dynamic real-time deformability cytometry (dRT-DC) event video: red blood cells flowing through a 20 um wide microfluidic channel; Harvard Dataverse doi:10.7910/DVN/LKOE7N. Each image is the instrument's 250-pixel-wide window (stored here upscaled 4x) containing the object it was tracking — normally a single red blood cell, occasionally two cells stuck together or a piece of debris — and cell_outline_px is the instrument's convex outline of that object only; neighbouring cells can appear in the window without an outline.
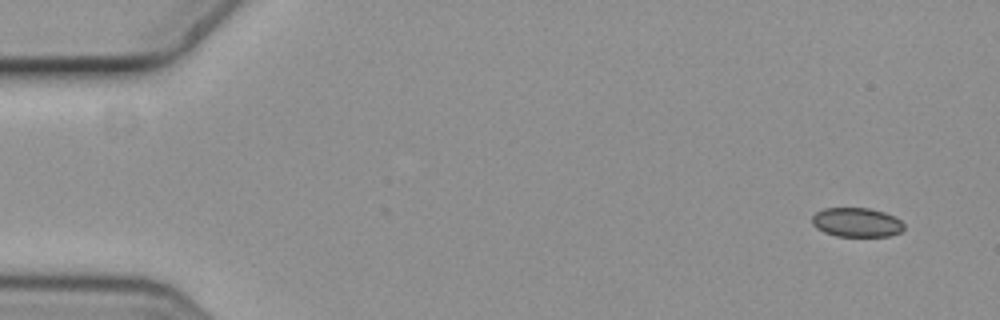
{"species": "common noctule bat (a hibernating species)", "species_latin": "Nyctalus noctula", "temperature_condition": "cold", "stored_images_in_passage": 5, "camera_frame_rate_fps": 3000, "um_per_image_px": 0.085, "animal": {"sex": "female", "body_mass_g": 19.3, "forearm_length_mm": 54.1}, "frame": {"image": 1, "passage_image": 1, "time_ms": 0.0, "image_size_px": [1000, 320], "cell_outline_px": [[904, 228], [900, 232], [888, 236], [836, 236], [824, 232], [816, 228], [812, 224], [812, 216], [816, 212], [824, 208], [868, 208], [884, 212], [900, 220], [904, 224]], "centroid_in_image_um": [72.79, 18.9], "position_along_channel_um": 12.2, "area_um2": 15.61}}
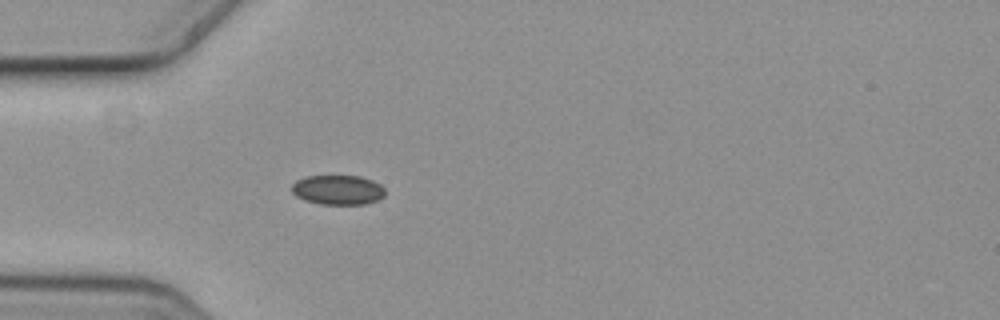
{"frame": {"image": 2, "passage_image": 5, "time_ms": 1.333, "image_size_px": [1000, 320], "cell_outline_px": [[384, 196], [368, 204], [320, 204], [304, 200], [296, 196], [292, 192], [292, 184], [296, 180], [304, 176], [360, 176], [372, 180], [380, 184], [384, 188]], "centroid_in_image_um": [28.7, 16.14], "position_along_channel_um": 56.3, "area_um2": 16.18}}